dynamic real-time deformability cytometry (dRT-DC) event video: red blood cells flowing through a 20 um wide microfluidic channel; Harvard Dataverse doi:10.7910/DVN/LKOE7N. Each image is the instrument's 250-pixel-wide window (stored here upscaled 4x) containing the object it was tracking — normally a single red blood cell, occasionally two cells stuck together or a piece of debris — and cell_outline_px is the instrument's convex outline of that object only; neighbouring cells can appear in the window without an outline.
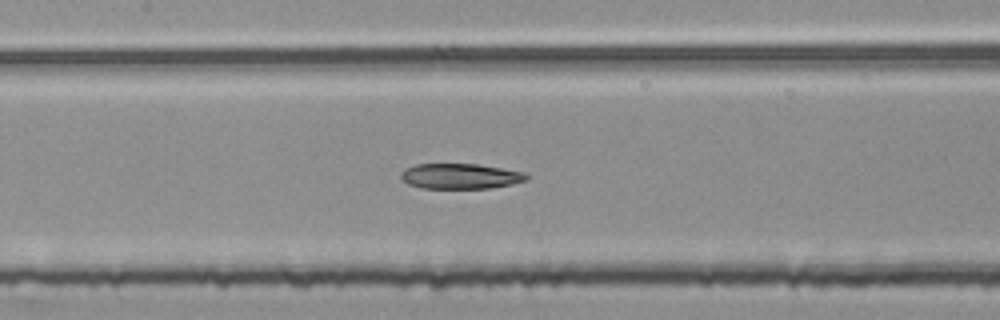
{"species": "common noctule bat (a hibernating species)", "species_latin": "Nyctalus noctula", "temperature_condition": "room temperature", "stored_images_in_passage": 49, "segment_of_instrument_passage": [2, 2], "camera_frame_rate_fps": 3000, "um_per_image_px": 0.085, "animal": {"sex": "female", "body_mass_g": 25.1}, "frame": {"image": 1, "passage_image": 20, "time_ms": 6.333, "image_size_px": [1000, 320], "cell_outline_px": [[532, 176], [528, 180], [512, 184], [492, 188], [420, 188], [408, 184], [400, 176], [400, 172], [404, 168], [416, 164], [476, 164], [524, 172]], "centroid_in_image_um": [39.14, 14.98], "position_along_channel_um": 168.3, "area_um2": 18.67}}
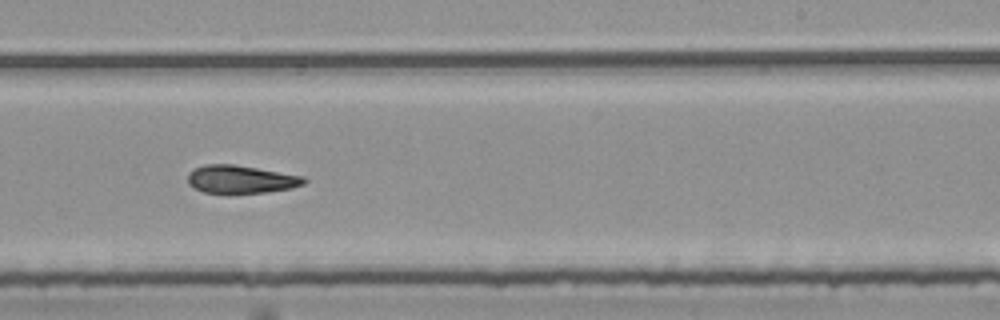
{"frame": {"image": 2, "passage_image": 28, "time_ms": 9.0, "image_size_px": [1000, 320], "cell_outline_px": [[308, 180], [304, 184], [292, 188], [268, 192], [204, 192], [188, 184], [188, 172], [192, 168], [204, 164], [232, 164], [304, 176]], "centroid_in_image_um": [20.47, 15.22], "position_along_channel_um": 268.5, "area_um2": 18.79}}
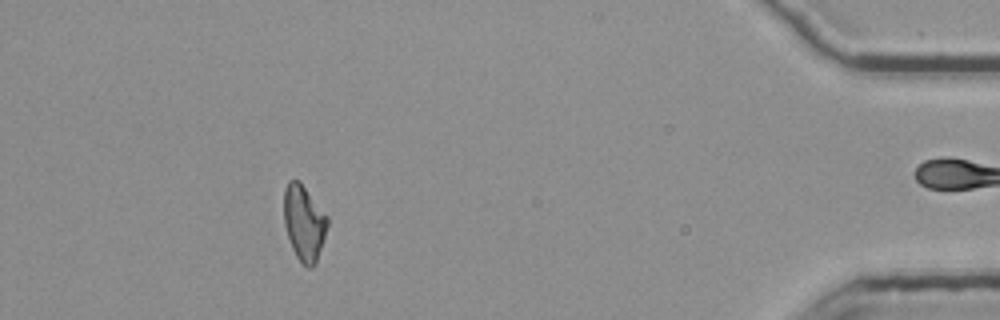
{"frame": {"image": 3, "passage_image": 44, "time_ms": 14.333, "image_size_px": [1000, 320], "cell_outline_px": [[328, 224], [316, 264], [312, 268], [308, 268], [296, 256], [292, 248], [284, 224], [284, 188], [288, 180], [300, 180], [328, 216]], "centroid_in_image_um": [25.84, 18.91], "position_along_channel_um": 409.4, "area_um2": 19.25}}